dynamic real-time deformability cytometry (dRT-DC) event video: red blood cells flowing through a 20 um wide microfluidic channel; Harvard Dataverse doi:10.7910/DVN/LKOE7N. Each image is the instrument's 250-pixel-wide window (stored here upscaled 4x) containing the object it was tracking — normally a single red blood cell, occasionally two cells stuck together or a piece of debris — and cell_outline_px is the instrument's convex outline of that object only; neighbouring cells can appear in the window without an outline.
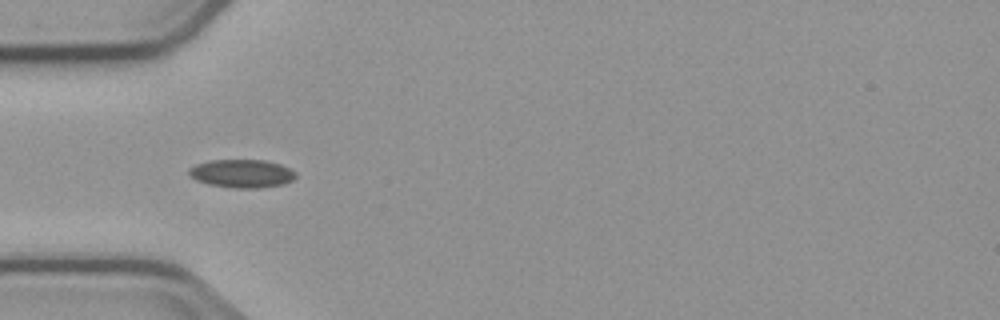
{"species": "common noctule bat (a hibernating species)", "species_latin": "Nyctalus noctula", "temperature_condition": "cold", "stored_images_in_passage": 2, "camera_frame_rate_fps": 3000, "um_per_image_px": 0.085, "animal": {"sex": "male", "body_mass_g": 23.1, "forearm_length_mm": 52.7}, "frame": {"image": 1, "passage_image": 2, "time_ms": 2.0, "image_size_px": [1000, 320], "cell_outline_px": [[296, 176], [292, 180], [284, 184], [260, 188], [236, 188], [208, 184], [196, 180], [188, 176], [188, 168], [196, 164], [208, 160], [264, 160], [280, 164], [296, 172]], "centroid_in_image_um": [20.53, 14.75], "position_along_channel_um": 64.5, "area_um2": 17.69}}